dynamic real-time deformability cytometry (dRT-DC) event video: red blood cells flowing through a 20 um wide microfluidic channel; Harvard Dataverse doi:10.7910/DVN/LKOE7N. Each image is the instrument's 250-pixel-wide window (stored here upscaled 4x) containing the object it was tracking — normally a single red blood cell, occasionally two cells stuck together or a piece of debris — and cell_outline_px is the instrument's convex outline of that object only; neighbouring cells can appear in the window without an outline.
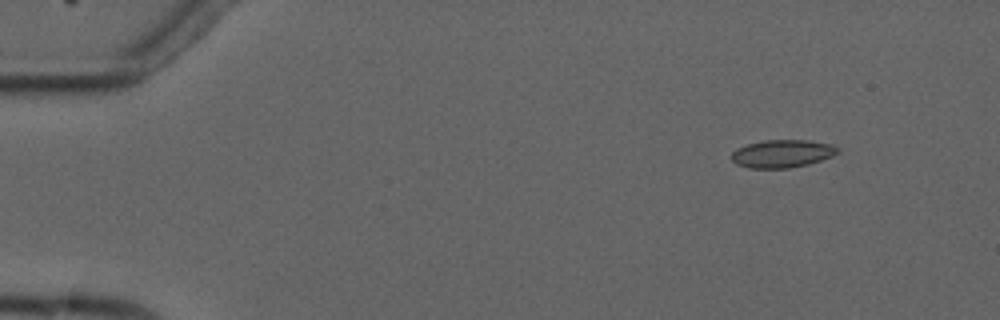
{"species": "common noctule bat (a hibernating species)", "species_latin": "Nyctalus noctula", "temperature_condition": "cold", "stored_images_in_passage": 4, "camera_frame_rate_fps": 3000, "um_per_image_px": 0.085, "animal": {"sex": "male", "forearm_length_mm": 52.5}, "frame": {"image": 1, "passage_image": 2, "time_ms": 1.0, "image_size_px": [1000, 320], "cell_outline_px": [[840, 152], [832, 156], [808, 164], [788, 168], [748, 168], [736, 164], [732, 160], [732, 152], [736, 148], [748, 144], [764, 140], [808, 140], [832, 144], [840, 148]], "centroid_in_image_um": [66.5, 13.05], "position_along_channel_um": 18.5, "area_um2": 17.28}}